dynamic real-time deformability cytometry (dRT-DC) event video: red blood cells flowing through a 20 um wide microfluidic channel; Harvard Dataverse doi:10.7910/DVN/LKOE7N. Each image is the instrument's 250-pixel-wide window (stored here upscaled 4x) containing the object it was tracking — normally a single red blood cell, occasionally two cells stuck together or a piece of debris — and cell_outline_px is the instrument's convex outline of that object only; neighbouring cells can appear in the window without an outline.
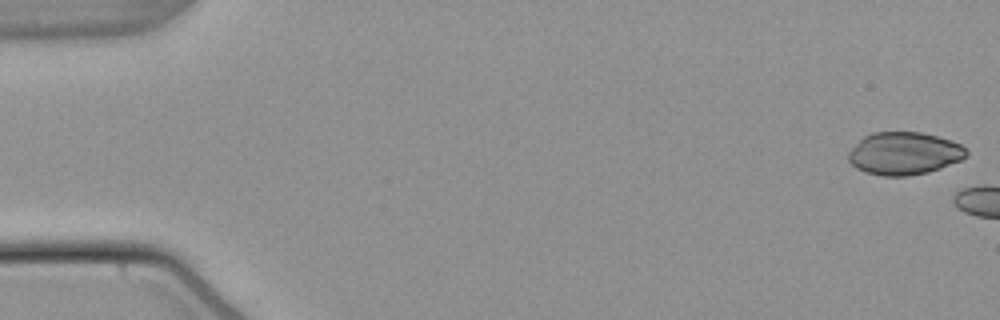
{"species": "common noctule bat (a hibernating species)", "species_latin": "Nyctalus noctula", "temperature_condition": "warm", "stored_images_in_passage": 5, "camera_frame_rate_fps": 3000, "um_per_image_px": 0.085, "animal": {"sex": "male", "body_mass_g": 21.5, "forearm_length_mm": 52.0}, "frame": {"image": 1, "passage_image": 1, "time_ms": 0.0, "image_size_px": [1000, 320], "cell_outline_px": [[968, 156], [960, 160], [940, 168], [928, 172], [908, 176], [884, 176], [864, 172], [856, 168], [848, 160], [848, 152], [864, 136], [872, 132], [920, 132], [952, 140], [960, 144], [968, 152]], "centroid_in_image_um": [76.84, 13.04], "position_along_channel_um": 8.2, "area_um2": 29.3}}